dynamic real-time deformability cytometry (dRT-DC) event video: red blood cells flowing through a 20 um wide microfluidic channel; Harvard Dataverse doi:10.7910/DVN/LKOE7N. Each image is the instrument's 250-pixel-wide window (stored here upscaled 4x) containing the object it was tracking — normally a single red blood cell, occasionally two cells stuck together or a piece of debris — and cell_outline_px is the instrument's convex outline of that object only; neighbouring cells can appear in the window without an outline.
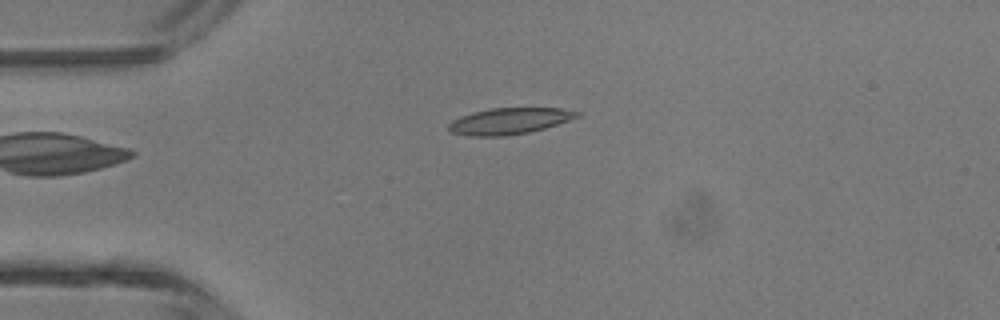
{"species": "common noctule bat (a hibernating species)", "species_latin": "Nyctalus noctula", "temperature_condition": "room temperature", "stored_images_in_passage": 2, "camera_frame_rate_fps": 3000, "um_per_image_px": 0.085, "animal": {"sex": "male", "body_mass_g": 13.3}, "frame": {"image": 1, "passage_image": 2, "time_ms": 1.0, "image_size_px": [1000, 320], "cell_outline_px": [[580, 116], [544, 128], [528, 132], [504, 136], [472, 136], [452, 132], [448, 128], [448, 124], [452, 120], [460, 116], [492, 108], [560, 108], [580, 112]], "centroid_in_image_um": [43.28, 10.29], "position_along_channel_um": 41.7, "area_um2": 19.36}}